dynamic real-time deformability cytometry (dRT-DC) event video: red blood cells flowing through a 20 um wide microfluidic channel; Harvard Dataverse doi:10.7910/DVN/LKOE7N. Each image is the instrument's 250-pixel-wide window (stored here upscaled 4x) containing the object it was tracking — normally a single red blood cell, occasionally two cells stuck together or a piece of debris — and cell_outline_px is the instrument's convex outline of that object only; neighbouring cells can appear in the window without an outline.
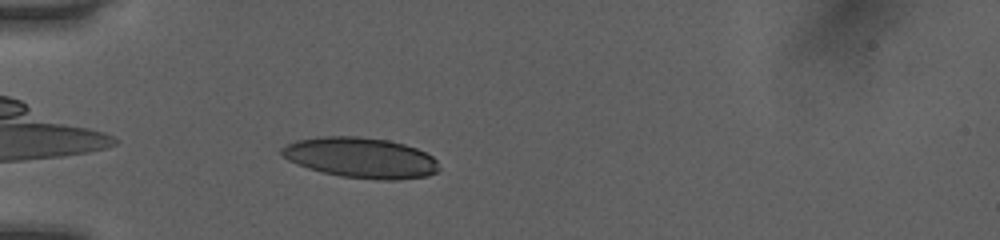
{"species": "human", "species_latin": "Homo sapiens", "temperature_condition": "room temperature", "stored_images_in_passage": 37, "camera_frame_rate_fps": 3000, "um_per_image_px": 0.085, "donor": {"sex": "female"}, "frame": {"image": 1, "passage_image": 2, "time_ms": 0.333, "image_size_px": [1000, 240], "cell_outline_px": [[440, 168], [436, 172], [428, 176], [396, 180], [376, 180], [340, 176], [308, 168], [296, 164], [288, 160], [280, 152], [280, 148], [296, 140], [324, 136], [356, 136], [388, 140], [404, 144], [416, 148], [432, 156], [436, 160]], "centroid_in_image_um": [30.67, 13.41], "position_along_channel_um": 54.3, "area_um2": 37.11}}
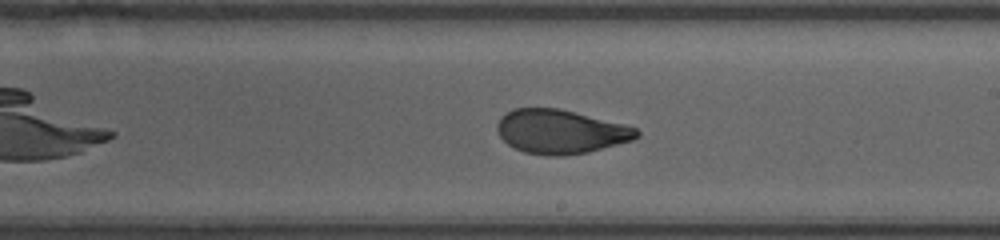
{"frame": {"image": 2, "passage_image": 17, "time_ms": 5.333, "image_size_px": [1000, 240], "cell_outline_px": [[640, 136], [632, 140], [588, 152], [564, 156], [548, 156], [524, 152], [508, 144], [500, 136], [496, 128], [496, 124], [500, 116], [512, 108], [560, 108], [624, 124], [636, 128], [640, 132]], "centroid_in_image_um": [47.63, 11.18], "position_along_channel_um": 241.4, "area_um2": 35.89}}
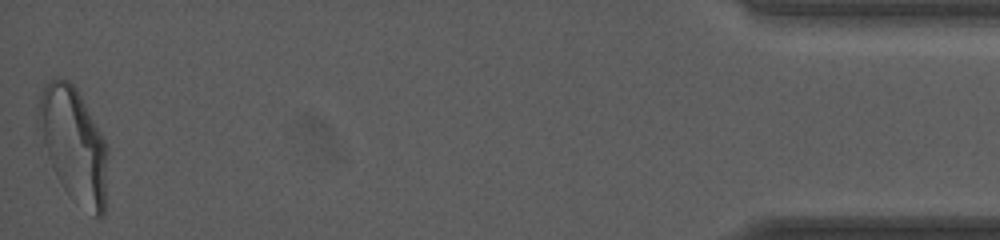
{"frame": {"image": 3, "passage_image": 37, "time_ms": 12.0, "image_size_px": [1000, 240], "cell_outline_px": [[108, 152], [104, 216], [96, 216], [68, 192], [64, 188], [56, 176], [52, 168], [48, 156], [36, 116], [40, 96], [48, 80], [52, 76], [60, 76], [68, 80], [76, 88], [100, 132], [108, 148]], "centroid_in_image_um": [6.26, 12.22], "position_along_channel_um": 428.9, "area_um2": 45.2}, "authors_computed_cell_mechanics": {"area_um2": 36.5874, "velocity_mm_per_s": 4.0492, "shape_relaxation_time_tau1_ms": 5.3278, "shape_relaxation_time_tau2_ms": 1.0111, "deformation_change_tau1": 0.2075, "deformation_change_tau2": 0.0735}}